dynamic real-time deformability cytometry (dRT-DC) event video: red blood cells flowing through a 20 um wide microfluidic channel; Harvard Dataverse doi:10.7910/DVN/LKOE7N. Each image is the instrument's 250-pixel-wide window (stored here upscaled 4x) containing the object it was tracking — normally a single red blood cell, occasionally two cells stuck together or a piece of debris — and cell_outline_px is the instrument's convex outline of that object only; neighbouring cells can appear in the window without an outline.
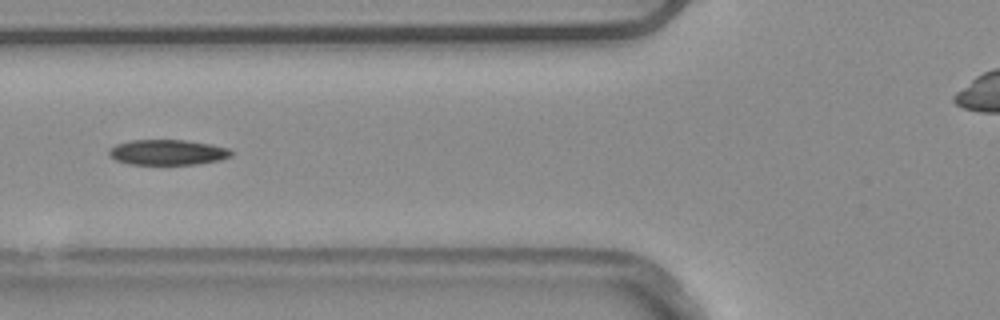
{"species": "common noctule bat (a hibernating species)", "species_latin": "Nyctalus noctula", "temperature_condition": "warm", "stored_images_in_passage": 7, "camera_frame_rate_fps": 3000, "um_per_image_px": 0.085, "animal": {"sex": "male", "body_mass_g": 20.4}, "frame": {"image": 1, "passage_image": 6, "time_ms": 1.667, "image_size_px": [1000, 320], "cell_outline_px": [[232, 156], [220, 160], [196, 164], [132, 164], [116, 160], [108, 156], [108, 148], [116, 144], [132, 140], [184, 140], [212, 144], [228, 148], [232, 152]], "centroid_in_image_um": [14.23, 12.94], "position_along_channel_um": 111.6, "area_um2": 18.09}}